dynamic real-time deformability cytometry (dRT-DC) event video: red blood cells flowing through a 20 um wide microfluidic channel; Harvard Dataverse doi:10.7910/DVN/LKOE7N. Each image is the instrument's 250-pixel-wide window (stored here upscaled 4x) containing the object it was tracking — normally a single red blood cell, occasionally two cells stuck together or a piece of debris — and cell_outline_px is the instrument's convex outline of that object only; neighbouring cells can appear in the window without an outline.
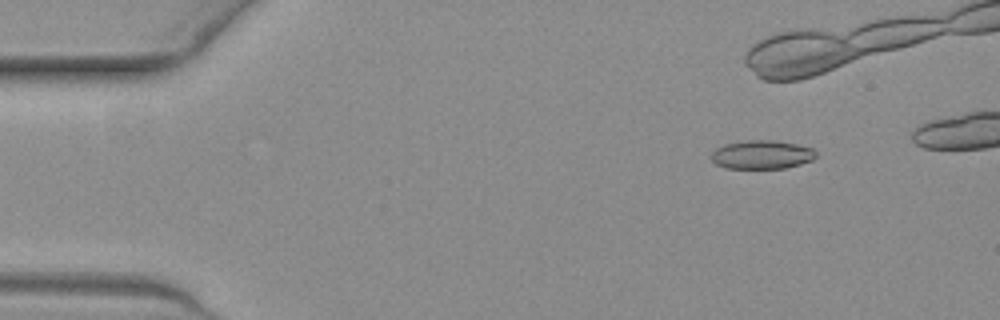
{"species": "common noctule bat (a hibernating species)", "species_latin": "Nyctalus noctula", "temperature_condition": "warm", "stored_images_in_passage": 18, "camera_frame_rate_fps": 3000, "um_per_image_px": 0.085, "animal": {"sex": "female", "body_mass_g": 19.3, "forearm_length_mm": 54.1}, "frame": {"image": 1, "passage_image": 3, "time_ms": 0.667, "image_size_px": [1000, 320], "cell_outline_px": [[816, 156], [812, 160], [800, 164], [784, 168], [724, 168], [716, 164], [712, 160], [712, 152], [716, 148], [724, 144], [748, 140], [772, 140], [796, 144], [812, 148], [816, 152]], "centroid_in_image_um": [64.74, 13.14], "position_along_channel_um": 20.3, "area_um2": 17.4}}